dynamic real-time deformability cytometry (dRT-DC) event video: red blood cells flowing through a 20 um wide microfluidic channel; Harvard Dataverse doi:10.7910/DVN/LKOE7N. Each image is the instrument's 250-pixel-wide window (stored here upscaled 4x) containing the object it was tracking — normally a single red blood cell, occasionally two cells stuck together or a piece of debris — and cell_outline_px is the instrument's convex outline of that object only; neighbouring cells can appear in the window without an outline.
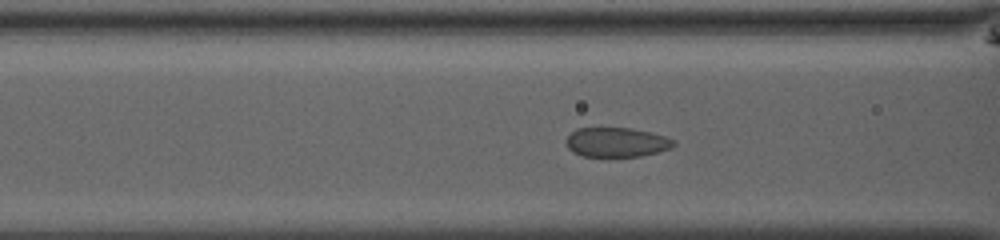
{"species": "common noctule bat (a hibernating species)", "species_latin": "Nyctalus noctula", "temperature_condition": "room temperature", "stored_images_in_passage": 33, "camera_frame_rate_fps": 3000, "um_per_image_px": 0.085, "animal": {"sex": "male", "body_mass_g": 13.0, "forearm_length_mm": 53.1}, "frame": {"image": 1, "passage_image": 9, "time_ms": 2.667, "image_size_px": [1000, 240], "cell_outline_px": [[676, 144], [672, 148], [640, 156], [584, 156], [572, 152], [568, 148], [568, 136], [576, 128], [628, 128], [648, 132], [664, 136], [676, 140]], "centroid_in_image_um": [52.43, 12.09], "position_along_channel_um": 114.2, "area_um2": 18.21}}
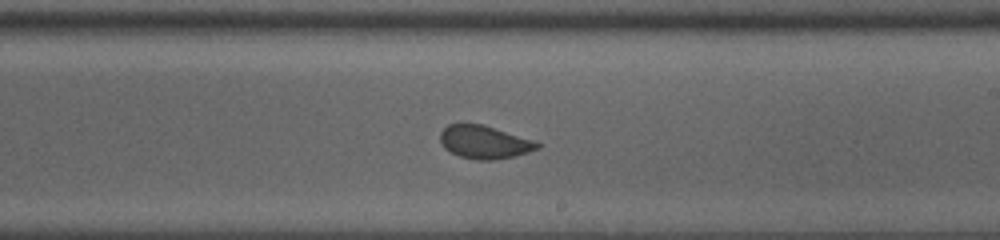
{"frame": {"image": 2, "passage_image": 19, "time_ms": 6.0, "image_size_px": [1000, 240], "cell_outline_px": [[540, 148], [516, 156], [492, 160], [476, 160], [460, 156], [444, 148], [440, 140], [440, 132], [448, 124], [484, 124], [532, 140], [540, 144]], "centroid_in_image_um": [41.16, 12.08], "position_along_channel_um": 247.8, "area_um2": 18.61}}
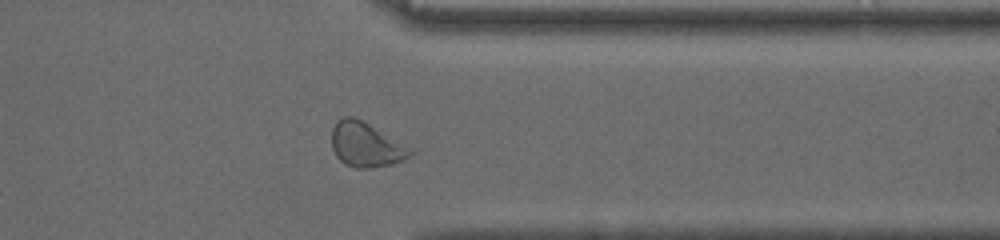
{"frame": {"image": 3, "passage_image": 29, "time_ms": 9.333, "image_size_px": [1000, 240], "cell_outline_px": [[416, 152], [404, 160], [392, 164], [372, 168], [356, 168], [344, 164], [336, 156], [332, 148], [332, 128], [336, 120], [344, 116], [352, 116], [416, 148]], "centroid_in_image_um": [31.16, 12.31], "position_along_channel_um": 380.2, "area_um2": 20.87}}